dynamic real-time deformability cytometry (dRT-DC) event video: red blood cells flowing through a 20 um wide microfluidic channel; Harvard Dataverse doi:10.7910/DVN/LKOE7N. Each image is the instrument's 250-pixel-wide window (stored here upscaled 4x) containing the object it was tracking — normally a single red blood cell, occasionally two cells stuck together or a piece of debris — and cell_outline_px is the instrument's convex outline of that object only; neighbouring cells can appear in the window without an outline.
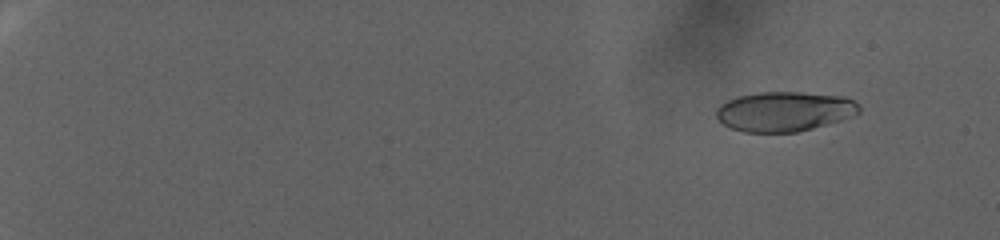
{"species": "human", "species_latin": "Homo sapiens", "temperature_condition": "warm", "stored_images_in_passage": 96, "camera_frame_rate_fps": 3000, "um_per_image_px": 0.085, "donor": {"sex": "female"}, "frame": {"image": 1, "passage_image": 11, "time_ms": 3.333, "image_size_px": [1000, 240], "cell_outline_px": [[860, 112], [856, 116], [812, 128], [796, 132], [744, 132], [732, 128], [724, 124], [716, 116], [716, 108], [720, 104], [736, 96], [760, 92], [800, 92], [844, 96], [860, 104]], "centroid_in_image_um": [66.7, 9.46], "position_along_channel_um": 18.3, "area_um2": 33.23}}
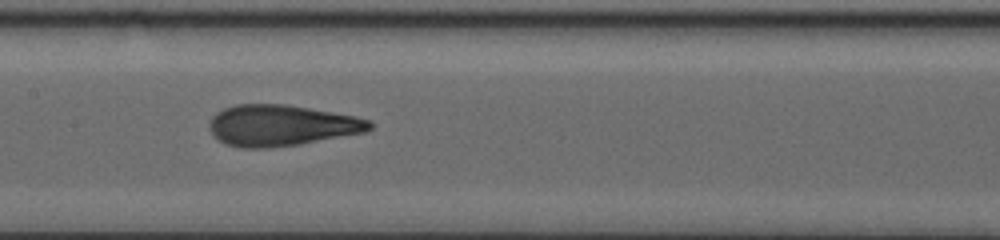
{"frame": {"image": 2, "passage_image": 57, "time_ms": 18.667, "image_size_px": [1000, 240], "cell_outline_px": [[372, 128], [364, 132], [300, 144], [268, 148], [244, 148], [228, 144], [220, 140], [208, 128], [208, 124], [212, 116], [216, 112], [224, 108], [236, 104], [284, 104], [356, 116], [372, 120]], "centroid_in_image_um": [23.91, 10.65], "position_along_channel_um": 183.5, "area_um2": 38.21}}
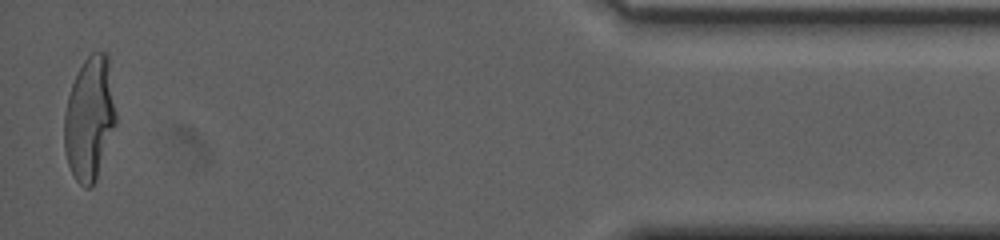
{"frame": {"image": 3, "passage_image": 95, "time_ms": 31.333, "image_size_px": [1000, 240], "cell_outline_px": [[116, 124], [96, 180], [92, 188], [84, 188], [76, 180], [68, 164], [64, 148], [64, 116], [68, 96], [72, 84], [84, 60], [92, 52], [104, 52], [108, 56], [116, 112]], "centroid_in_image_um": [7.61, 10.1], "position_along_channel_um": 427.6, "area_um2": 37.17}, "authors_computed_cell_mechanics": {"area_um2": 36.5007, "velocity_mm_per_s": 2.3808, "shape_relaxation_time_tau1_ms": 8.544, "shape_relaxation_time_tau2_ms": 1.2313, "deformation_change_tau1": 0.2883, "deformation_change_tau2": 0.0907}}